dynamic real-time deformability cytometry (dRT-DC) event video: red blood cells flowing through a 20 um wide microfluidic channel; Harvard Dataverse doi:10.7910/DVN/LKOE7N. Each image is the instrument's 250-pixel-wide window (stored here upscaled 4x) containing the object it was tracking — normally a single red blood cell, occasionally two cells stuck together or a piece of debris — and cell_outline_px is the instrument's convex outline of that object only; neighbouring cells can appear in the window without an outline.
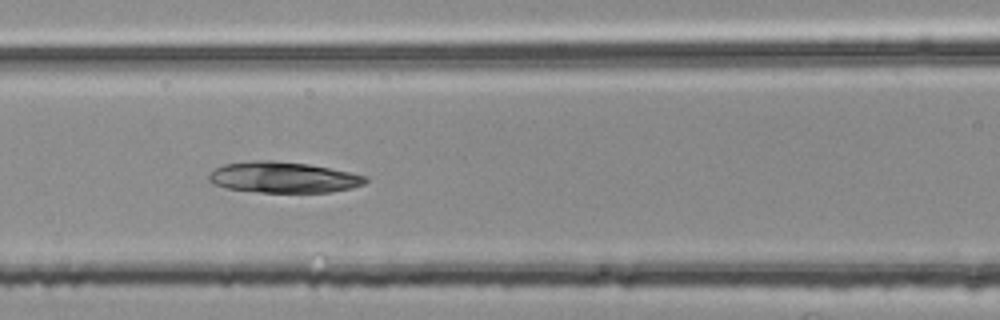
{"species": "common noctule bat (a hibernating species)", "species_latin": "Nyctalus noctula", "temperature_condition": "room temperature", "stored_images_in_passage": 9, "camera_frame_rate_fps": 3000, "um_per_image_px": 0.085, "animal": {"sex": "female", "body_mass_g": 25.1}, "frame": {"image": 1, "passage_image": 7, "time_ms": 2.0, "image_size_px": [1000, 320], "cell_outline_px": [[368, 180], [364, 184], [352, 188], [332, 192], [260, 192], [228, 188], [212, 184], [208, 180], [208, 176], [216, 168], [224, 164], [256, 160], [276, 160], [308, 164], [368, 176]], "centroid_in_image_um": [24.09, 15.07], "position_along_channel_um": 142.5, "area_um2": 28.15}}